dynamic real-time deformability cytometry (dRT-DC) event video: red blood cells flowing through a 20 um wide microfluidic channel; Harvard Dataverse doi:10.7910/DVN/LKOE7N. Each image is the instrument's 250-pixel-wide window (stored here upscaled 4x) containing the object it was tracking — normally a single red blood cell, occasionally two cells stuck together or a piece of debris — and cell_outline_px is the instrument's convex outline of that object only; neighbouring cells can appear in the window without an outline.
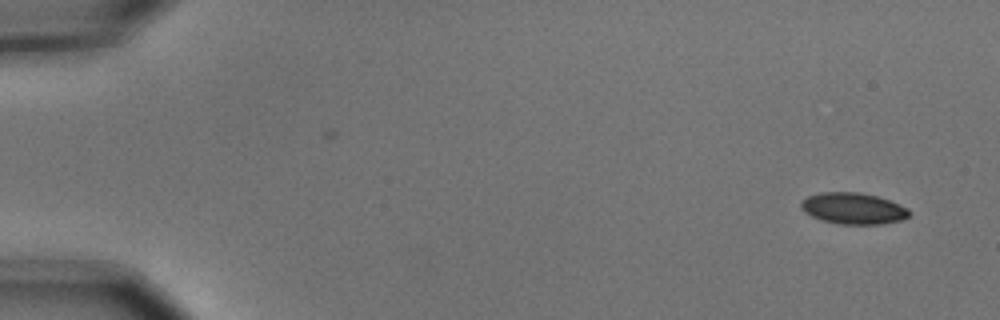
{"species": "common noctule bat (a hibernating species)", "species_latin": "Nyctalus noctula", "temperature_condition": "cold", "stored_images_in_passage": 10, "camera_frame_rate_fps": 3000, "um_per_image_px": 0.085, "animal": {"sex": "male", "body_mass_g": 15.6}, "frame": {"image": 1, "passage_image": 1, "time_ms": 0.0, "image_size_px": [1000, 320], "cell_outline_px": [[912, 212], [908, 216], [900, 220], [880, 224], [840, 224], [820, 220], [804, 212], [800, 208], [800, 204], [808, 196], [820, 192], [856, 192], [876, 196], [888, 200], [908, 208]], "centroid_in_image_um": [72.5, 17.72], "position_along_channel_um": 12.5, "area_um2": 19.65}}
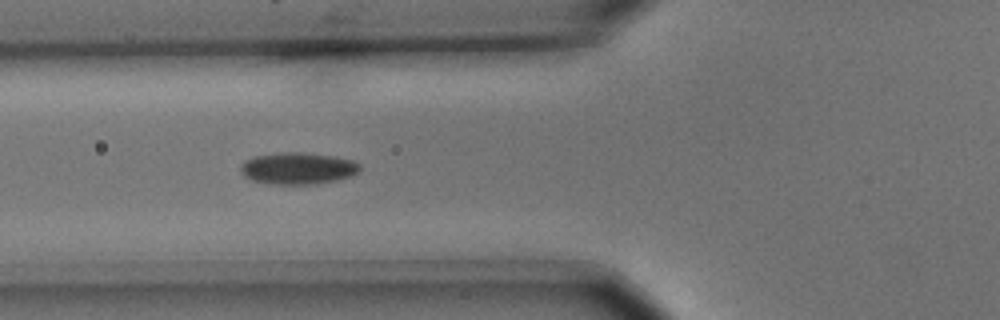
{"frame": {"image": 2, "passage_image": 6, "time_ms": 1.667, "image_size_px": [1000, 320], "cell_outline_px": [[360, 168], [352, 176], [336, 180], [316, 184], [268, 184], [252, 180], [244, 176], [240, 172], [240, 164], [244, 160], [252, 156], [280, 152], [300, 152], [336, 156], [352, 160], [360, 164]], "centroid_in_image_um": [25.27, 14.3], "position_along_channel_um": 100.5, "area_um2": 22.37}}
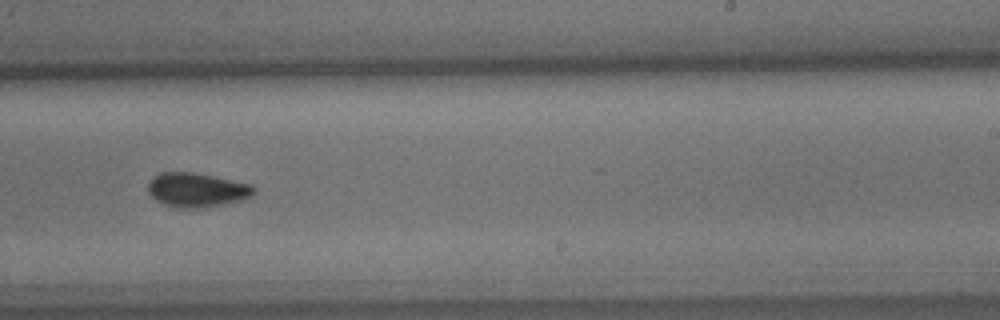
{"frame": {"image": 3, "passage_image": 10, "time_ms": 3.0, "image_size_px": [1000, 320], "cell_outline_px": [[256, 192], [252, 196], [244, 200], [208, 208], [180, 208], [156, 200], [148, 192], [148, 184], [152, 176], [160, 172], [192, 172], [252, 184], [256, 188]], "centroid_in_image_um": [16.77, 16.15], "position_along_channel_um": 272.2, "area_um2": 21.33}}